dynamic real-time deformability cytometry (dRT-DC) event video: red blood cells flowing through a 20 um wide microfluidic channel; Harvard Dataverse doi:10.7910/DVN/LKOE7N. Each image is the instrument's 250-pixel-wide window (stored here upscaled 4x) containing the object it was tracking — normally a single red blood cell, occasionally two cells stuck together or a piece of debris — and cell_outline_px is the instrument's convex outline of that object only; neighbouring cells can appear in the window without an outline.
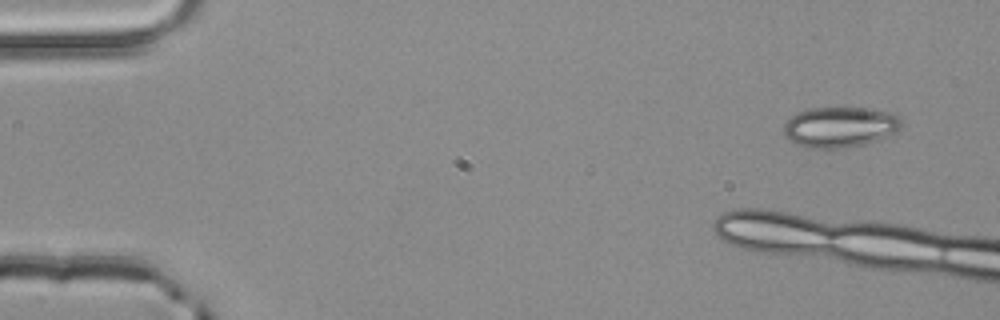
{"species": "common noctule bat (a hibernating species)", "species_latin": "Nyctalus noctula", "temperature_condition": "room temperature", "stored_images_in_passage": 2, "camera_frame_rate_fps": 3000, "um_per_image_px": 0.085, "animal": {"sex": "male", "body_mass_g": 20.4}, "frame": {"image": 1, "passage_image": 2, "time_ms": 0.333, "image_size_px": [1000, 320], "cell_outline_px": [[904, 124], [900, 128], [876, 140], [864, 144], [840, 148], [804, 148], [788, 140], [784, 136], [784, 124], [796, 112], [808, 108], [868, 108], [892, 112], [900, 116]], "centroid_in_image_um": [71.37, 10.79], "position_along_channel_um": 13.6, "area_um2": 27.92}}